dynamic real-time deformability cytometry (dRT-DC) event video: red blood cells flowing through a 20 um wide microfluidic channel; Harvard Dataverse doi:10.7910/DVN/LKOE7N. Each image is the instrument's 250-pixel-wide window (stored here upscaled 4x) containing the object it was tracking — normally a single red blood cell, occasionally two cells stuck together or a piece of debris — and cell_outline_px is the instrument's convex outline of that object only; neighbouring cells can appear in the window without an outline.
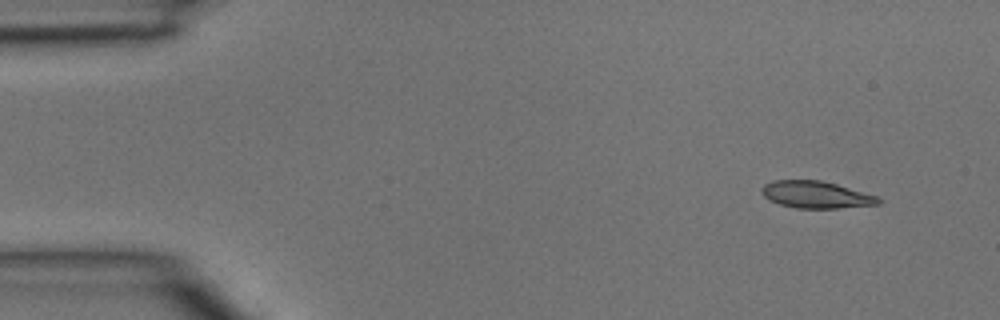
{"species": "common noctule bat (a hibernating species)", "species_latin": "Nyctalus noctula", "temperature_condition": "room temperature", "stored_images_in_passage": 4, "segment_of_instrument_passage": [2, 2], "camera_frame_rate_fps": 3000, "um_per_image_px": 0.085, "animal": {"sex": "male", "body_mass_g": 15.6}, "frame": {"image": 1, "passage_image": 4, "time_ms": 1.0, "image_size_px": [1000, 320], "cell_outline_px": [[884, 200], [880, 204], [840, 208], [796, 208], [780, 204], [764, 196], [760, 192], [760, 188], [764, 184], [772, 180], [820, 180], [836, 184], [880, 196]], "centroid_in_image_um": [69.41, 16.54], "position_along_channel_um": 15.6, "area_um2": 18.55}}